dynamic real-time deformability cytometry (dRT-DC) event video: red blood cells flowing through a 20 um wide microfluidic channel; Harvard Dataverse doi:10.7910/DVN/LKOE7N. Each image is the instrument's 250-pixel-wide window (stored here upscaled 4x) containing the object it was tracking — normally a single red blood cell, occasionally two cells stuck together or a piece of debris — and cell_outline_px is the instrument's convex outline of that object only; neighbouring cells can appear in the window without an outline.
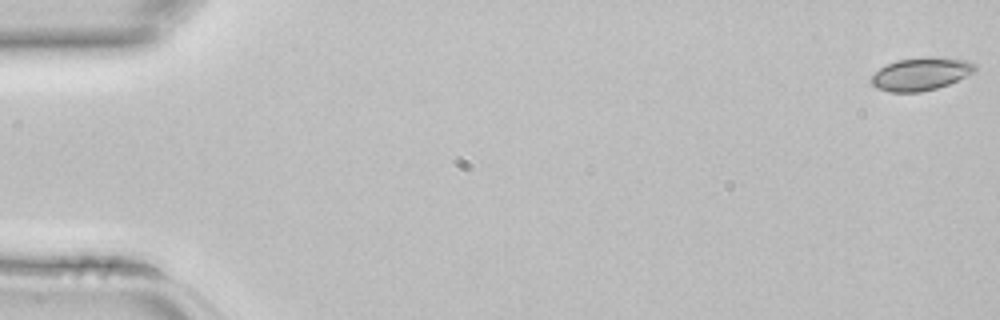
{"species": "common noctule bat (a hibernating species)", "species_latin": "Nyctalus noctula", "temperature_condition": "room temperature", "stored_images_in_passage": 3, "camera_frame_rate_fps": 3000, "um_per_image_px": 0.085, "animal": {"sex": "female", "body_mass_g": 22.7, "forearm_length_mm": 54.2}, "frame": {"image": 1, "passage_image": 1, "time_ms": 0.0, "image_size_px": [1000, 320], "cell_outline_px": [[976, 72], [948, 84], [936, 88], [920, 92], [888, 92], [876, 88], [868, 80], [880, 68], [896, 60], [928, 56], [936, 56], [968, 60], [976, 64]], "centroid_in_image_um": [78.29, 6.27], "position_along_channel_um": 6.7, "area_um2": 20.11}}